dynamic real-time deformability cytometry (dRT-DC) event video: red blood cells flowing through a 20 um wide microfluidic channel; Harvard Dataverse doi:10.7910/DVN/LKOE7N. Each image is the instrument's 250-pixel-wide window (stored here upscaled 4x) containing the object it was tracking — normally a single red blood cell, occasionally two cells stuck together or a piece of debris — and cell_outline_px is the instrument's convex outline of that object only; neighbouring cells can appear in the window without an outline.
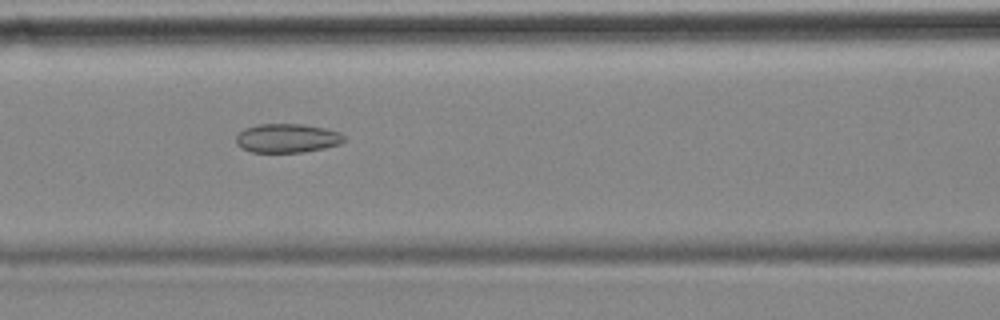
{"species": "common noctule bat (a hibernating species)", "species_latin": "Nyctalus noctula", "temperature_condition": "cold", "stored_images_in_passage": 57, "camera_frame_rate_fps": 3000, "um_per_image_px": 0.085, "animal": {"sex": "female", "body_mass_g": 18.4}, "frame": {"image": 1, "passage_image": 24, "time_ms": 7.667, "image_size_px": [1000, 320], "cell_outline_px": [[344, 140], [340, 144], [324, 148], [304, 152], [252, 152], [236, 144], [236, 136], [244, 128], [260, 124], [304, 124], [324, 128], [340, 132], [344, 136]], "centroid_in_image_um": [24.42, 11.74], "position_along_channel_um": 142.2, "area_um2": 18.15}}
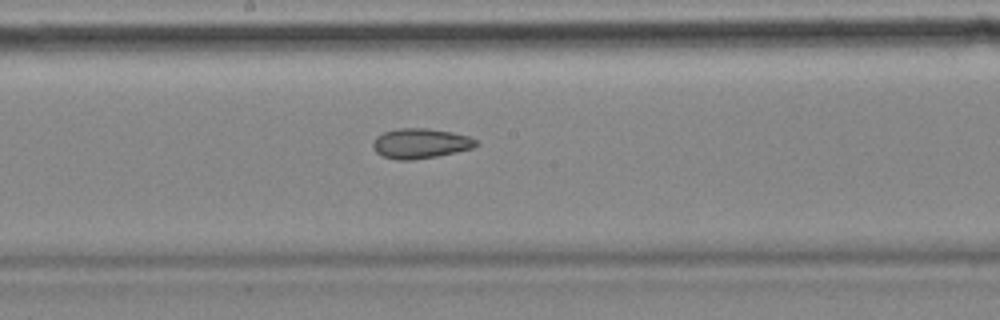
{"frame": {"image": 2, "passage_image": 30, "time_ms": 9.667, "image_size_px": [1000, 320], "cell_outline_px": [[480, 144], [472, 148], [436, 156], [412, 160], [396, 160], [384, 156], [376, 152], [372, 144], [376, 136], [384, 132], [396, 128], [428, 128], [452, 132], [468, 136], [476, 140]], "centroid_in_image_um": [35.73, 12.18], "position_along_channel_um": 212.5, "area_um2": 17.98}}
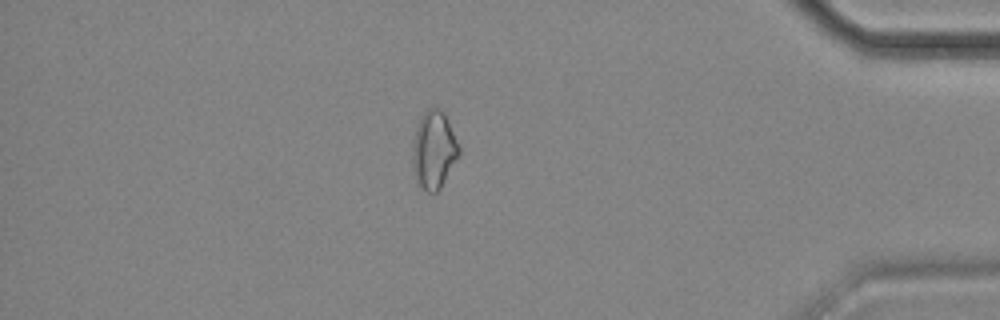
{"frame": {"image": 3, "passage_image": 49, "time_ms": 16.0, "image_size_px": [1000, 320], "cell_outline_px": [[460, 156], [440, 188], [436, 192], [428, 192], [416, 184], [412, 164], [412, 144], [416, 128], [420, 116], [428, 108], [440, 108], [448, 120], [460, 148]], "centroid_in_image_um": [36.86, 12.76], "position_along_channel_um": 398.3, "area_um2": 21.27}, "authors_computed_cell_mechanics": {"area_um2": 20.6346, "velocity_mm_per_s": 3.5287, "shape_relaxation_time_tau1_ms": null, "shape_relaxation_time_tau2_ms": 4.2066, "deformation_change_tau1": null, "deformation_change_tau2": 0.1124}}